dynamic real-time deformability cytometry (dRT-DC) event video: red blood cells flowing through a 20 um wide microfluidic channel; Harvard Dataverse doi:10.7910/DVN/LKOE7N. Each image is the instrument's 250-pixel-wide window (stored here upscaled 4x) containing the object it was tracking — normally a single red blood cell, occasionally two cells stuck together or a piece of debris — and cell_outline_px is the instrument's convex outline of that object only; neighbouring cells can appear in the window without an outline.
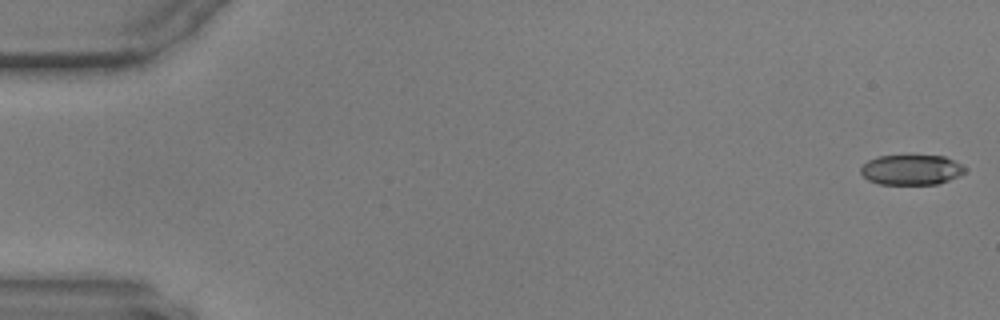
{"species": "common noctule bat (a hibernating species)", "species_latin": "Nyctalus noctula", "temperature_condition": "warm", "stored_images_in_passage": 27, "camera_frame_rate_fps": 3000, "um_per_image_px": 0.085, "animal": {"sex": "male", "body_mass_g": 17.9, "forearm_length_mm": 54.2}, "frame": {"image": 1, "passage_image": 1, "time_ms": 0.0, "image_size_px": [1000, 320], "cell_outline_px": [[964, 172], [948, 180], [936, 184], [880, 184], [868, 180], [860, 172], [860, 168], [868, 160], [876, 156], [944, 156], [960, 164], [964, 168]], "centroid_in_image_um": [77.4, 14.43], "position_along_channel_um": 7.6, "area_um2": 17.98}}
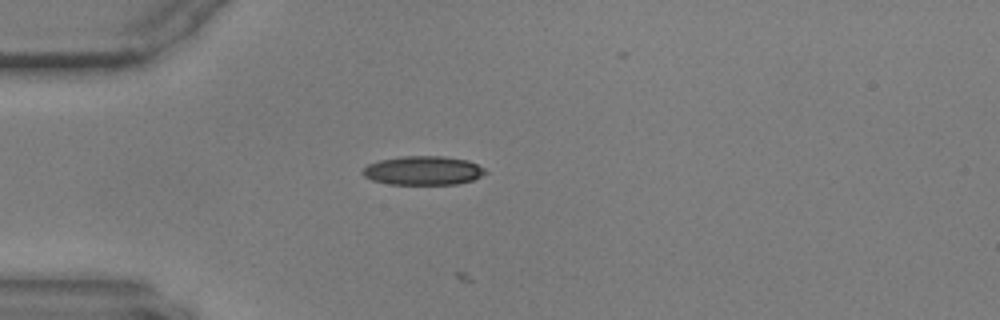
{"frame": {"image": 2, "passage_image": 16, "time_ms": 5.0, "image_size_px": [1000, 320], "cell_outline_px": [[488, 172], [472, 180], [456, 184], [388, 184], [372, 180], [364, 176], [360, 172], [368, 164], [380, 160], [400, 156], [444, 156], [468, 160], [484, 168]], "centroid_in_image_um": [35.95, 14.49], "position_along_channel_um": 49.1, "area_um2": 20.69}}
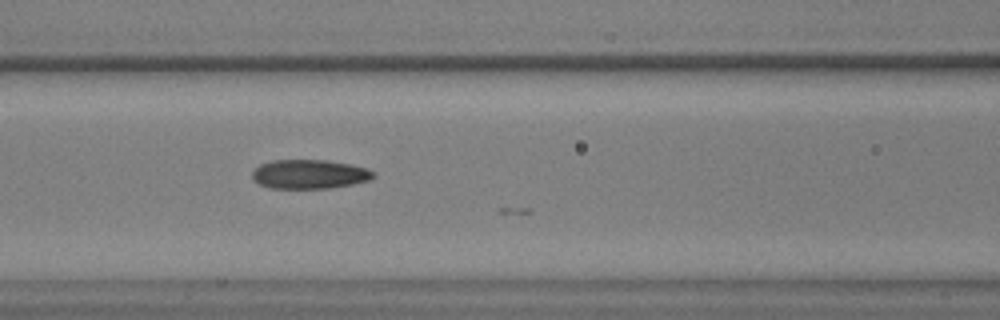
{"frame": {"image": 3, "passage_image": 25, "time_ms": 8.0, "image_size_px": [1000, 320], "cell_outline_px": [[376, 176], [368, 180], [352, 184], [328, 188], [268, 188], [252, 180], [252, 172], [260, 164], [272, 160], [328, 160], [352, 164], [368, 168], [376, 172]], "centroid_in_image_um": [26.32, 14.8], "position_along_channel_um": 140.3, "area_um2": 20.75}}